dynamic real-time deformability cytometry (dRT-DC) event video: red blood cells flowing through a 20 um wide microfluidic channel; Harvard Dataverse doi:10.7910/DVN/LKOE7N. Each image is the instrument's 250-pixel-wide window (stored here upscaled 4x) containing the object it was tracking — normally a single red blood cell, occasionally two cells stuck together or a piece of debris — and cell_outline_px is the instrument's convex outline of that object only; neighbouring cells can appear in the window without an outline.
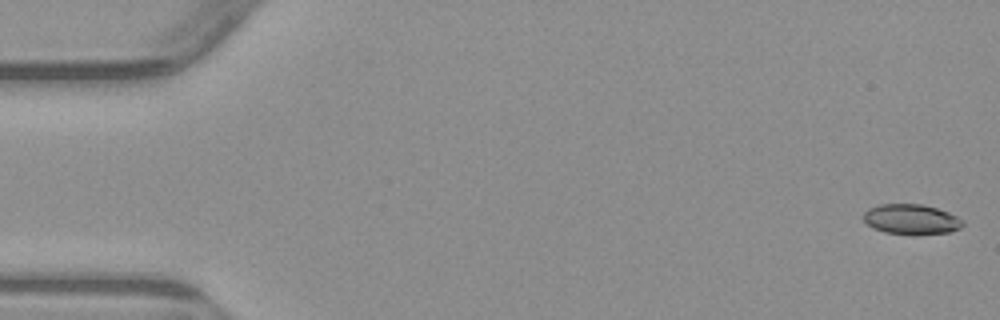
{"species": "common noctule bat (a hibernating species)", "species_latin": "Nyctalus noctula", "temperature_condition": "warm", "stored_images_in_passage": 6, "camera_frame_rate_fps": 3000, "um_per_image_px": 0.085, "animal": {"sex": "male", "body_mass_g": 23.1, "forearm_length_mm": 52.7}, "frame": {"image": 1, "passage_image": 1, "time_ms": 0.0, "image_size_px": [1000, 320], "cell_outline_px": [[964, 224], [960, 228], [948, 232], [912, 236], [884, 232], [872, 228], [864, 220], [864, 212], [868, 208], [880, 204], [920, 204], [936, 208], [948, 212], [964, 220]], "centroid_in_image_um": [77.45, 18.66], "position_along_channel_um": 7.5, "area_um2": 17.69}}